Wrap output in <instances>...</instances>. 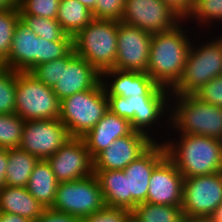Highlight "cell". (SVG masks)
<instances>
[{
    "instance_id": "cell-1",
    "label": "cell",
    "mask_w": 222,
    "mask_h": 222,
    "mask_svg": "<svg viewBox=\"0 0 222 222\" xmlns=\"http://www.w3.org/2000/svg\"><path fill=\"white\" fill-rule=\"evenodd\" d=\"M189 27L186 21H182L175 28L154 33L151 37L147 74L158 86L170 91L181 79L189 48L197 32Z\"/></svg>"
},
{
    "instance_id": "cell-2",
    "label": "cell",
    "mask_w": 222,
    "mask_h": 222,
    "mask_svg": "<svg viewBox=\"0 0 222 222\" xmlns=\"http://www.w3.org/2000/svg\"><path fill=\"white\" fill-rule=\"evenodd\" d=\"M167 136L164 141L167 156L184 178L222 171L221 140L177 132H168Z\"/></svg>"
},
{
    "instance_id": "cell-3",
    "label": "cell",
    "mask_w": 222,
    "mask_h": 222,
    "mask_svg": "<svg viewBox=\"0 0 222 222\" xmlns=\"http://www.w3.org/2000/svg\"><path fill=\"white\" fill-rule=\"evenodd\" d=\"M210 33L196 32L183 74L170 91L171 95H194L205 84L222 75V32H217V35L215 32Z\"/></svg>"
},
{
    "instance_id": "cell-4",
    "label": "cell",
    "mask_w": 222,
    "mask_h": 222,
    "mask_svg": "<svg viewBox=\"0 0 222 222\" xmlns=\"http://www.w3.org/2000/svg\"><path fill=\"white\" fill-rule=\"evenodd\" d=\"M107 98L109 110L129 120L134 131L146 134L154 142L166 140L169 132L170 96H134L129 98L107 96Z\"/></svg>"
},
{
    "instance_id": "cell-5",
    "label": "cell",
    "mask_w": 222,
    "mask_h": 222,
    "mask_svg": "<svg viewBox=\"0 0 222 222\" xmlns=\"http://www.w3.org/2000/svg\"><path fill=\"white\" fill-rule=\"evenodd\" d=\"M169 132L222 140V108L195 95H170Z\"/></svg>"
},
{
    "instance_id": "cell-6",
    "label": "cell",
    "mask_w": 222,
    "mask_h": 222,
    "mask_svg": "<svg viewBox=\"0 0 222 222\" xmlns=\"http://www.w3.org/2000/svg\"><path fill=\"white\" fill-rule=\"evenodd\" d=\"M119 22L93 19L73 37V50L100 74L114 69Z\"/></svg>"
},
{
    "instance_id": "cell-7",
    "label": "cell",
    "mask_w": 222,
    "mask_h": 222,
    "mask_svg": "<svg viewBox=\"0 0 222 222\" xmlns=\"http://www.w3.org/2000/svg\"><path fill=\"white\" fill-rule=\"evenodd\" d=\"M109 102L100 81L94 88L61 100L59 120L71 137H83L108 112Z\"/></svg>"
},
{
    "instance_id": "cell-8",
    "label": "cell",
    "mask_w": 222,
    "mask_h": 222,
    "mask_svg": "<svg viewBox=\"0 0 222 222\" xmlns=\"http://www.w3.org/2000/svg\"><path fill=\"white\" fill-rule=\"evenodd\" d=\"M15 98L14 113L25 121L60 116L61 101L52 87L40 82L30 72H17Z\"/></svg>"
},
{
    "instance_id": "cell-9",
    "label": "cell",
    "mask_w": 222,
    "mask_h": 222,
    "mask_svg": "<svg viewBox=\"0 0 222 222\" xmlns=\"http://www.w3.org/2000/svg\"><path fill=\"white\" fill-rule=\"evenodd\" d=\"M105 206L99 181L93 173L86 178L59 183L51 209L81 219Z\"/></svg>"
},
{
    "instance_id": "cell-10",
    "label": "cell",
    "mask_w": 222,
    "mask_h": 222,
    "mask_svg": "<svg viewBox=\"0 0 222 222\" xmlns=\"http://www.w3.org/2000/svg\"><path fill=\"white\" fill-rule=\"evenodd\" d=\"M222 202V171L184 178L182 211L187 221L207 220Z\"/></svg>"
},
{
    "instance_id": "cell-11",
    "label": "cell",
    "mask_w": 222,
    "mask_h": 222,
    "mask_svg": "<svg viewBox=\"0 0 222 222\" xmlns=\"http://www.w3.org/2000/svg\"><path fill=\"white\" fill-rule=\"evenodd\" d=\"M183 20L161 0H125L121 22L151 34L166 32Z\"/></svg>"
},
{
    "instance_id": "cell-12",
    "label": "cell",
    "mask_w": 222,
    "mask_h": 222,
    "mask_svg": "<svg viewBox=\"0 0 222 222\" xmlns=\"http://www.w3.org/2000/svg\"><path fill=\"white\" fill-rule=\"evenodd\" d=\"M71 138L59 118L24 123L20 149L46 160Z\"/></svg>"
},
{
    "instance_id": "cell-13",
    "label": "cell",
    "mask_w": 222,
    "mask_h": 222,
    "mask_svg": "<svg viewBox=\"0 0 222 222\" xmlns=\"http://www.w3.org/2000/svg\"><path fill=\"white\" fill-rule=\"evenodd\" d=\"M152 34L119 22L114 69L147 72Z\"/></svg>"
},
{
    "instance_id": "cell-14",
    "label": "cell",
    "mask_w": 222,
    "mask_h": 222,
    "mask_svg": "<svg viewBox=\"0 0 222 222\" xmlns=\"http://www.w3.org/2000/svg\"><path fill=\"white\" fill-rule=\"evenodd\" d=\"M46 160L59 183L79 180L94 173L93 158L82 137H71Z\"/></svg>"
},
{
    "instance_id": "cell-15",
    "label": "cell",
    "mask_w": 222,
    "mask_h": 222,
    "mask_svg": "<svg viewBox=\"0 0 222 222\" xmlns=\"http://www.w3.org/2000/svg\"><path fill=\"white\" fill-rule=\"evenodd\" d=\"M100 81L101 74L72 49L61 57L60 78L52 90L61 101L75 93L94 88Z\"/></svg>"
},
{
    "instance_id": "cell-16",
    "label": "cell",
    "mask_w": 222,
    "mask_h": 222,
    "mask_svg": "<svg viewBox=\"0 0 222 222\" xmlns=\"http://www.w3.org/2000/svg\"><path fill=\"white\" fill-rule=\"evenodd\" d=\"M154 143L150 137L138 131L117 138L93 158V170H123Z\"/></svg>"
},
{
    "instance_id": "cell-17",
    "label": "cell",
    "mask_w": 222,
    "mask_h": 222,
    "mask_svg": "<svg viewBox=\"0 0 222 222\" xmlns=\"http://www.w3.org/2000/svg\"><path fill=\"white\" fill-rule=\"evenodd\" d=\"M101 82L107 96H170L168 89L158 86L147 72L106 70L101 74Z\"/></svg>"
},
{
    "instance_id": "cell-18",
    "label": "cell",
    "mask_w": 222,
    "mask_h": 222,
    "mask_svg": "<svg viewBox=\"0 0 222 222\" xmlns=\"http://www.w3.org/2000/svg\"><path fill=\"white\" fill-rule=\"evenodd\" d=\"M184 177L166 156L152 171L146 202L182 207Z\"/></svg>"
},
{
    "instance_id": "cell-19",
    "label": "cell",
    "mask_w": 222,
    "mask_h": 222,
    "mask_svg": "<svg viewBox=\"0 0 222 222\" xmlns=\"http://www.w3.org/2000/svg\"><path fill=\"white\" fill-rule=\"evenodd\" d=\"M167 156L164 142H155L137 160L123 169L128 176V194H131V211L137 204L145 203L153 169Z\"/></svg>"
},
{
    "instance_id": "cell-20",
    "label": "cell",
    "mask_w": 222,
    "mask_h": 222,
    "mask_svg": "<svg viewBox=\"0 0 222 222\" xmlns=\"http://www.w3.org/2000/svg\"><path fill=\"white\" fill-rule=\"evenodd\" d=\"M39 36L20 18L15 26L10 54L4 61L6 68L16 72H30L38 65Z\"/></svg>"
},
{
    "instance_id": "cell-21",
    "label": "cell",
    "mask_w": 222,
    "mask_h": 222,
    "mask_svg": "<svg viewBox=\"0 0 222 222\" xmlns=\"http://www.w3.org/2000/svg\"><path fill=\"white\" fill-rule=\"evenodd\" d=\"M133 131L129 120L108 110L82 139L86 144L90 156L94 158L102 150L109 147L117 138L130 135Z\"/></svg>"
},
{
    "instance_id": "cell-22",
    "label": "cell",
    "mask_w": 222,
    "mask_h": 222,
    "mask_svg": "<svg viewBox=\"0 0 222 222\" xmlns=\"http://www.w3.org/2000/svg\"><path fill=\"white\" fill-rule=\"evenodd\" d=\"M46 210L26 187L4 186L0 189V212L20 215L30 221L37 220Z\"/></svg>"
},
{
    "instance_id": "cell-23",
    "label": "cell",
    "mask_w": 222,
    "mask_h": 222,
    "mask_svg": "<svg viewBox=\"0 0 222 222\" xmlns=\"http://www.w3.org/2000/svg\"><path fill=\"white\" fill-rule=\"evenodd\" d=\"M100 184L105 205L131 211V194H128V176L123 170H93Z\"/></svg>"
},
{
    "instance_id": "cell-24",
    "label": "cell",
    "mask_w": 222,
    "mask_h": 222,
    "mask_svg": "<svg viewBox=\"0 0 222 222\" xmlns=\"http://www.w3.org/2000/svg\"><path fill=\"white\" fill-rule=\"evenodd\" d=\"M58 184L48 161L40 159L31 172L26 189L45 208H51Z\"/></svg>"
},
{
    "instance_id": "cell-25",
    "label": "cell",
    "mask_w": 222,
    "mask_h": 222,
    "mask_svg": "<svg viewBox=\"0 0 222 222\" xmlns=\"http://www.w3.org/2000/svg\"><path fill=\"white\" fill-rule=\"evenodd\" d=\"M185 21L197 32H222V0H195Z\"/></svg>"
},
{
    "instance_id": "cell-26",
    "label": "cell",
    "mask_w": 222,
    "mask_h": 222,
    "mask_svg": "<svg viewBox=\"0 0 222 222\" xmlns=\"http://www.w3.org/2000/svg\"><path fill=\"white\" fill-rule=\"evenodd\" d=\"M40 159L20 148L8 149L5 185L26 187L31 172Z\"/></svg>"
},
{
    "instance_id": "cell-27",
    "label": "cell",
    "mask_w": 222,
    "mask_h": 222,
    "mask_svg": "<svg viewBox=\"0 0 222 222\" xmlns=\"http://www.w3.org/2000/svg\"><path fill=\"white\" fill-rule=\"evenodd\" d=\"M92 12L78 0H61L56 20L63 31L74 37L93 20Z\"/></svg>"
},
{
    "instance_id": "cell-28",
    "label": "cell",
    "mask_w": 222,
    "mask_h": 222,
    "mask_svg": "<svg viewBox=\"0 0 222 222\" xmlns=\"http://www.w3.org/2000/svg\"><path fill=\"white\" fill-rule=\"evenodd\" d=\"M138 222H187L181 207L140 203L132 210Z\"/></svg>"
},
{
    "instance_id": "cell-29",
    "label": "cell",
    "mask_w": 222,
    "mask_h": 222,
    "mask_svg": "<svg viewBox=\"0 0 222 222\" xmlns=\"http://www.w3.org/2000/svg\"><path fill=\"white\" fill-rule=\"evenodd\" d=\"M20 18L37 36L47 41H73V37L63 31L56 19L32 15H20Z\"/></svg>"
},
{
    "instance_id": "cell-30",
    "label": "cell",
    "mask_w": 222,
    "mask_h": 222,
    "mask_svg": "<svg viewBox=\"0 0 222 222\" xmlns=\"http://www.w3.org/2000/svg\"><path fill=\"white\" fill-rule=\"evenodd\" d=\"M25 120L15 113L0 114V149L19 148Z\"/></svg>"
},
{
    "instance_id": "cell-31",
    "label": "cell",
    "mask_w": 222,
    "mask_h": 222,
    "mask_svg": "<svg viewBox=\"0 0 222 222\" xmlns=\"http://www.w3.org/2000/svg\"><path fill=\"white\" fill-rule=\"evenodd\" d=\"M19 19V9L0 11V59L3 61L10 54L15 26Z\"/></svg>"
},
{
    "instance_id": "cell-32",
    "label": "cell",
    "mask_w": 222,
    "mask_h": 222,
    "mask_svg": "<svg viewBox=\"0 0 222 222\" xmlns=\"http://www.w3.org/2000/svg\"><path fill=\"white\" fill-rule=\"evenodd\" d=\"M17 72L6 68L0 74V114L15 112Z\"/></svg>"
},
{
    "instance_id": "cell-33",
    "label": "cell",
    "mask_w": 222,
    "mask_h": 222,
    "mask_svg": "<svg viewBox=\"0 0 222 222\" xmlns=\"http://www.w3.org/2000/svg\"><path fill=\"white\" fill-rule=\"evenodd\" d=\"M61 0H23L19 5L20 15L56 19Z\"/></svg>"
},
{
    "instance_id": "cell-34",
    "label": "cell",
    "mask_w": 222,
    "mask_h": 222,
    "mask_svg": "<svg viewBox=\"0 0 222 222\" xmlns=\"http://www.w3.org/2000/svg\"><path fill=\"white\" fill-rule=\"evenodd\" d=\"M73 49V41H47L39 37L38 65L66 56Z\"/></svg>"
},
{
    "instance_id": "cell-35",
    "label": "cell",
    "mask_w": 222,
    "mask_h": 222,
    "mask_svg": "<svg viewBox=\"0 0 222 222\" xmlns=\"http://www.w3.org/2000/svg\"><path fill=\"white\" fill-rule=\"evenodd\" d=\"M125 0H97L91 11L94 19L120 22L124 11Z\"/></svg>"
},
{
    "instance_id": "cell-36",
    "label": "cell",
    "mask_w": 222,
    "mask_h": 222,
    "mask_svg": "<svg viewBox=\"0 0 222 222\" xmlns=\"http://www.w3.org/2000/svg\"><path fill=\"white\" fill-rule=\"evenodd\" d=\"M132 216V211L125 208L108 207L100 209L84 218L80 222H126Z\"/></svg>"
},
{
    "instance_id": "cell-37",
    "label": "cell",
    "mask_w": 222,
    "mask_h": 222,
    "mask_svg": "<svg viewBox=\"0 0 222 222\" xmlns=\"http://www.w3.org/2000/svg\"><path fill=\"white\" fill-rule=\"evenodd\" d=\"M61 58L39 64L30 73L46 86L53 87L60 78Z\"/></svg>"
},
{
    "instance_id": "cell-38",
    "label": "cell",
    "mask_w": 222,
    "mask_h": 222,
    "mask_svg": "<svg viewBox=\"0 0 222 222\" xmlns=\"http://www.w3.org/2000/svg\"><path fill=\"white\" fill-rule=\"evenodd\" d=\"M194 95L203 102L222 108V75L212 79Z\"/></svg>"
},
{
    "instance_id": "cell-39",
    "label": "cell",
    "mask_w": 222,
    "mask_h": 222,
    "mask_svg": "<svg viewBox=\"0 0 222 222\" xmlns=\"http://www.w3.org/2000/svg\"><path fill=\"white\" fill-rule=\"evenodd\" d=\"M38 222H80V219L67 213L46 208L44 213L37 219Z\"/></svg>"
},
{
    "instance_id": "cell-40",
    "label": "cell",
    "mask_w": 222,
    "mask_h": 222,
    "mask_svg": "<svg viewBox=\"0 0 222 222\" xmlns=\"http://www.w3.org/2000/svg\"><path fill=\"white\" fill-rule=\"evenodd\" d=\"M163 1L173 12H175L183 21L189 16L192 8V2L190 0H161Z\"/></svg>"
},
{
    "instance_id": "cell-41",
    "label": "cell",
    "mask_w": 222,
    "mask_h": 222,
    "mask_svg": "<svg viewBox=\"0 0 222 222\" xmlns=\"http://www.w3.org/2000/svg\"><path fill=\"white\" fill-rule=\"evenodd\" d=\"M8 165V149H0V189L5 186V173Z\"/></svg>"
},
{
    "instance_id": "cell-42",
    "label": "cell",
    "mask_w": 222,
    "mask_h": 222,
    "mask_svg": "<svg viewBox=\"0 0 222 222\" xmlns=\"http://www.w3.org/2000/svg\"><path fill=\"white\" fill-rule=\"evenodd\" d=\"M0 222H30V220L20 215L0 212Z\"/></svg>"
},
{
    "instance_id": "cell-43",
    "label": "cell",
    "mask_w": 222,
    "mask_h": 222,
    "mask_svg": "<svg viewBox=\"0 0 222 222\" xmlns=\"http://www.w3.org/2000/svg\"><path fill=\"white\" fill-rule=\"evenodd\" d=\"M19 9L17 0H0V11Z\"/></svg>"
},
{
    "instance_id": "cell-44",
    "label": "cell",
    "mask_w": 222,
    "mask_h": 222,
    "mask_svg": "<svg viewBox=\"0 0 222 222\" xmlns=\"http://www.w3.org/2000/svg\"><path fill=\"white\" fill-rule=\"evenodd\" d=\"M211 222H222V202L220 205L215 209L213 215L209 218Z\"/></svg>"
},
{
    "instance_id": "cell-45",
    "label": "cell",
    "mask_w": 222,
    "mask_h": 222,
    "mask_svg": "<svg viewBox=\"0 0 222 222\" xmlns=\"http://www.w3.org/2000/svg\"><path fill=\"white\" fill-rule=\"evenodd\" d=\"M91 11L95 8L97 0H78Z\"/></svg>"
},
{
    "instance_id": "cell-46",
    "label": "cell",
    "mask_w": 222,
    "mask_h": 222,
    "mask_svg": "<svg viewBox=\"0 0 222 222\" xmlns=\"http://www.w3.org/2000/svg\"><path fill=\"white\" fill-rule=\"evenodd\" d=\"M6 69L5 63L0 59V74Z\"/></svg>"
},
{
    "instance_id": "cell-47",
    "label": "cell",
    "mask_w": 222,
    "mask_h": 222,
    "mask_svg": "<svg viewBox=\"0 0 222 222\" xmlns=\"http://www.w3.org/2000/svg\"><path fill=\"white\" fill-rule=\"evenodd\" d=\"M187 222H211V221L207 219V220H193V221H187Z\"/></svg>"
},
{
    "instance_id": "cell-48",
    "label": "cell",
    "mask_w": 222,
    "mask_h": 222,
    "mask_svg": "<svg viewBox=\"0 0 222 222\" xmlns=\"http://www.w3.org/2000/svg\"><path fill=\"white\" fill-rule=\"evenodd\" d=\"M126 222H138L133 216H131Z\"/></svg>"
},
{
    "instance_id": "cell-49",
    "label": "cell",
    "mask_w": 222,
    "mask_h": 222,
    "mask_svg": "<svg viewBox=\"0 0 222 222\" xmlns=\"http://www.w3.org/2000/svg\"><path fill=\"white\" fill-rule=\"evenodd\" d=\"M23 0H17L18 5L22 2Z\"/></svg>"
}]
</instances>
